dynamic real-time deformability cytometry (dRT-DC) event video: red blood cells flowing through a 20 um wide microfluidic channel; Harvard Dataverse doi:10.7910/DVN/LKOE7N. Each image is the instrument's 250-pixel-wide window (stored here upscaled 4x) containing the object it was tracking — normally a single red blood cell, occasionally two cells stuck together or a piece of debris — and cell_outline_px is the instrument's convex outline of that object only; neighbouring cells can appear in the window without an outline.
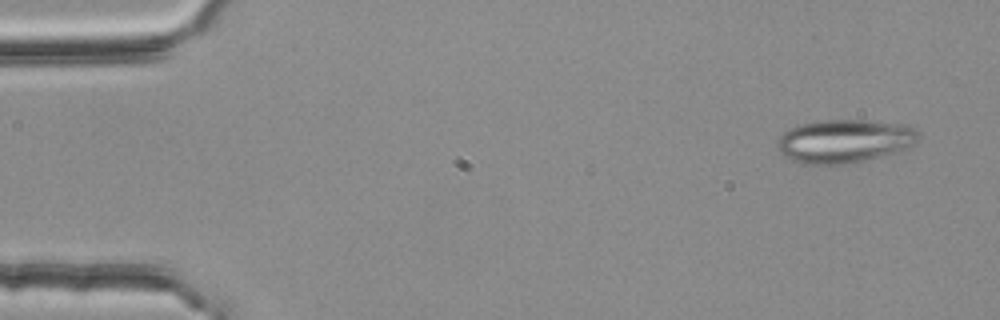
{"species": "common noctule bat (a hibernating species)", "species_latin": "Nyctalus noctula", "temperature_condition": "room temperature", "stored_images_in_passage": 53, "segment_of_instrument_passage": [1, 2], "camera_frame_rate_fps": 3000, "um_per_image_px": 0.085, "animal": {"sex": "female", "body_mass_g": 25.1}, "frame": {"image": 1, "passage_image": 3, "time_ms": 0.667, "image_size_px": [1000, 320], "cell_outline_px": [[920, 136], [916, 144], [856, 164], [804, 164], [792, 160], [784, 156], [780, 152], [776, 144], [780, 136], [788, 128], [800, 124], [824, 120], [864, 120], [904, 124], [916, 128], [920, 132]], "centroid_in_image_um": [71.78, 11.99], "position_along_channel_um": 13.2, "area_um2": 35.95}}